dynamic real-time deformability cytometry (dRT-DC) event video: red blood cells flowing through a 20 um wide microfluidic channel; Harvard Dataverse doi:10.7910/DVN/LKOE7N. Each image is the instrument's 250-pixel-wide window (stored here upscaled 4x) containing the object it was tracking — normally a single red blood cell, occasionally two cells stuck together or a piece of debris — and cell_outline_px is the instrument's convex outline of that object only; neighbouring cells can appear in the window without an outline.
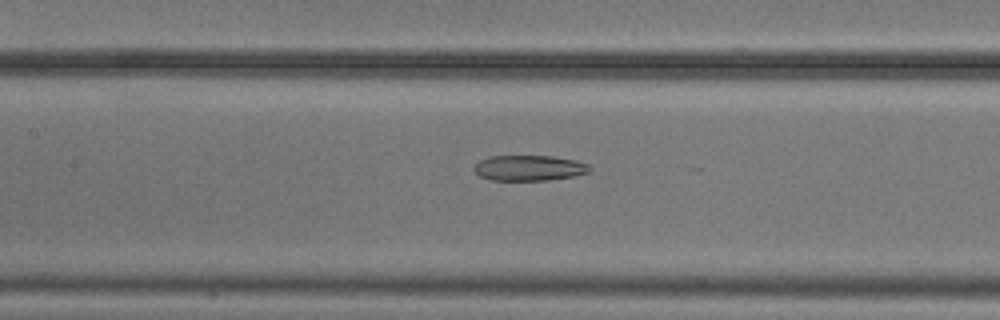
{"species": "common noctule bat (a hibernating species)", "species_latin": "Nyctalus noctula", "temperature_condition": "cold", "stored_images_in_passage": 54, "camera_frame_rate_fps": 3000, "um_per_image_px": 0.085, "animal": {"sex": "male", "body_mass_g": 20.5, "forearm_length_mm": 52.5}, "frame": {"image": 1, "passage_image": 25, "time_ms": 8.0, "image_size_px": [1000, 320], "cell_outline_px": [[592, 168], [588, 172], [576, 176], [548, 180], [492, 180], [480, 176], [472, 168], [480, 160], [488, 156], [552, 156], [576, 160], [588, 164]], "centroid_in_image_um": [44.99, 14.27], "position_along_channel_um": 162.4, "area_um2": 17.22}}
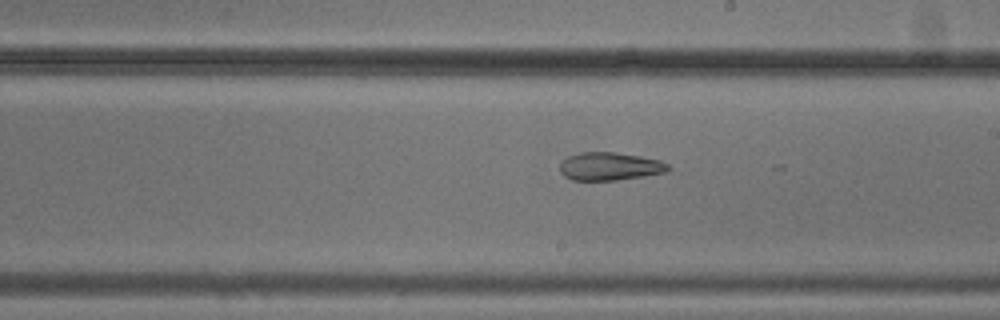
{"frame": {"image": 2, "passage_image": 31, "time_ms": 10.0, "image_size_px": [1000, 320], "cell_outline_px": [[672, 168], [668, 172], [644, 176], [616, 180], [572, 180], [564, 176], [560, 172], [560, 164], [568, 156], [580, 152], [616, 152], [640, 156], [660, 160], [668, 164]], "centroid_in_image_um": [51.86, 14.14], "position_along_channel_um": 237.1, "area_um2": 17.8}}
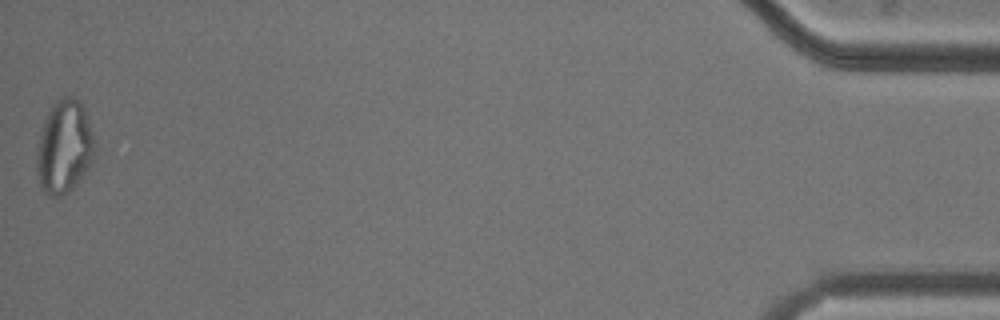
{"frame": {"image": 3, "passage_image": 54, "time_ms": 17.667, "image_size_px": [1000, 320], "cell_outline_px": [[96, 152], [92, 160], [76, 184], [68, 192], [60, 196], [48, 196], [40, 188], [36, 172], [36, 148], [44, 120], [52, 104], [60, 96], [72, 96], [80, 100], [84, 108], [96, 140]], "centroid_in_image_um": [5.45, 12.47], "position_along_channel_um": 429.7, "area_um2": 32.02}, "authors_computed_cell_mechanics": {"area_um2": 24.7384, "velocity_mm_per_s": 3.7489, "shape_relaxation_time_tau1_ms": null, "shape_relaxation_time_tau2_ms": 5.4545, "deformation_change_tau1": null, "deformation_change_tau2": 0.1493}}